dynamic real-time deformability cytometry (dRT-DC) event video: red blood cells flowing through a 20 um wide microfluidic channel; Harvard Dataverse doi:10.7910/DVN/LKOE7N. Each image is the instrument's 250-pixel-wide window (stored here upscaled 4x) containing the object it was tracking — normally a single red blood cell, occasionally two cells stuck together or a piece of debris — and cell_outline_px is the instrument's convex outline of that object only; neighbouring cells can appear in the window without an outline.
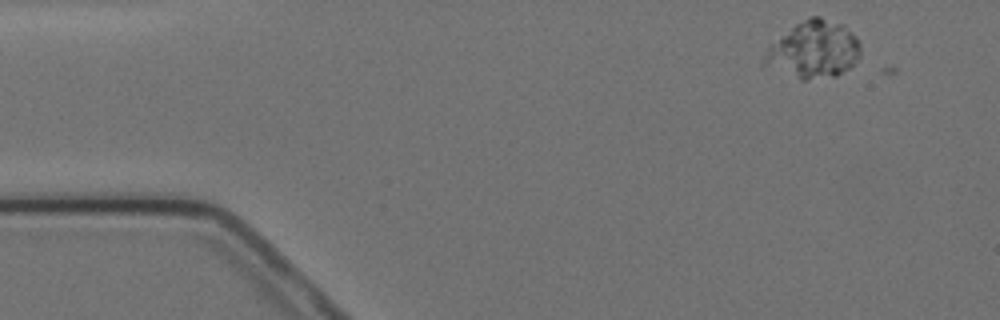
{"species": "Egyptian fruit bat (a non-hibernating species)", "species_latin": "Rousettus aegyptiacus", "temperature_condition": "cold", "stored_images_in_passage": 5, "camera_frame_rate_fps": 3000, "um_per_image_px": 0.085, "animal": {"sex": "female"}, "frame": {"image": 1, "passage_image": 2, "time_ms": 1.333, "image_size_px": [1000, 320], "cell_outline_px": [[860, 56], [848, 68], [836, 76], [804, 80], [800, 80], [760, 68], [768, 44], [796, 24], [812, 16], [820, 16], [844, 24], [856, 36], [860, 44]], "centroid_in_image_um": [69.07, 4.25], "position_along_channel_um": 15.9, "area_um2": 32.77}}